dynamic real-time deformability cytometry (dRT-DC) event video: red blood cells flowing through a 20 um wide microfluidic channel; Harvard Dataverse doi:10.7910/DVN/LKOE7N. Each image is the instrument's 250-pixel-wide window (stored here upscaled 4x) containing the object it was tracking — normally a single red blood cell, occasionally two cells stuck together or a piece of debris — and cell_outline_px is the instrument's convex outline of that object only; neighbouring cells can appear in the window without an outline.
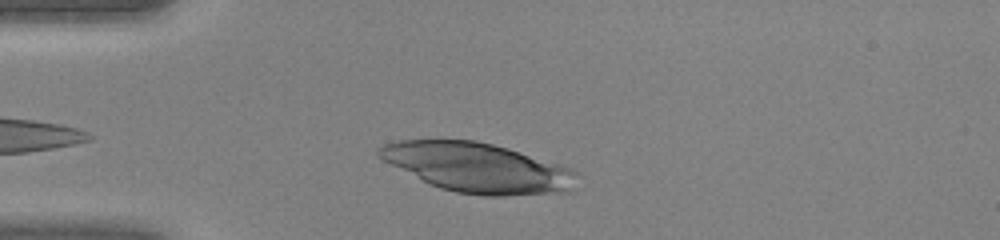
{"species": "human", "species_latin": "Homo sapiens", "temperature_condition": "warm", "stored_images_in_passage": 30, "camera_frame_rate_fps": 3000, "um_per_image_px": 0.085, "donor": {"sex": "female"}, "frame": {"image": 1, "passage_image": 4, "time_ms": 1.0, "image_size_px": [1000, 240], "cell_outline_px": [[584, 176], [568, 192], [504, 196], [484, 196], [456, 192], [440, 188], [428, 184], [376, 156], [376, 148], [384, 144], [400, 140], [476, 140], [508, 148], [560, 164], [572, 168], [580, 172]], "centroid_in_image_um": [40.66, 14.26], "position_along_channel_um": 44.3, "area_um2": 57.63}}
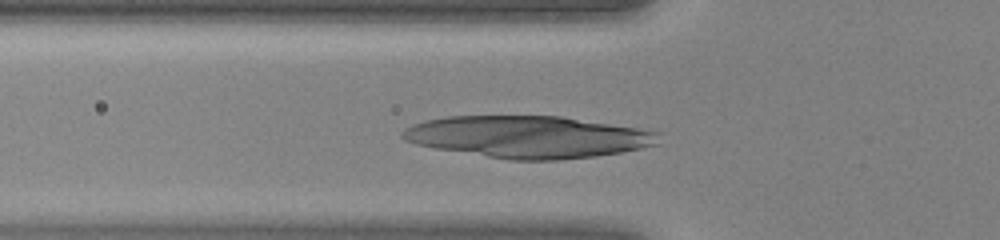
{"frame": {"image": 2, "passage_image": 8, "time_ms": 2.333, "image_size_px": [1000, 240], "cell_outline_px": [[660, 144], [620, 152], [596, 156], [556, 160], [512, 160], [436, 148], [416, 144], [404, 140], [400, 136], [400, 132], [404, 128], [412, 124], [424, 120], [444, 116], [560, 116], [636, 128], [660, 132]], "centroid_in_image_um": [44.86, 11.63], "position_along_channel_um": 80.9, "area_um2": 62.54}}
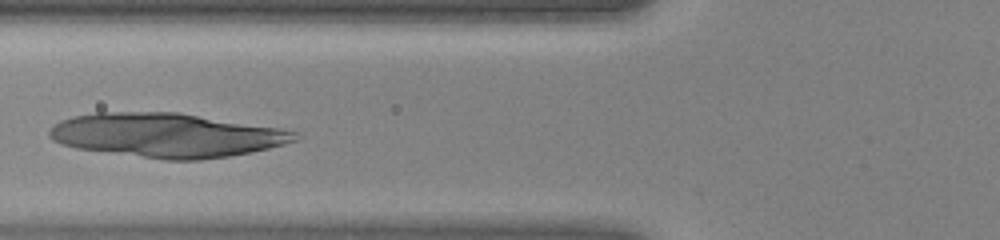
{"frame": {"image": 3, "passage_image": 10, "time_ms": 3.0, "image_size_px": [1000, 240], "cell_outline_px": [[300, 140], [268, 148], [228, 156], [200, 160], [164, 160], [76, 148], [60, 144], [52, 140], [48, 136], [48, 132], [60, 120], [72, 116], [96, 112], [180, 112], [280, 128], [296, 132]], "centroid_in_image_um": [14.14, 11.49], "position_along_channel_um": 111.7, "area_um2": 63.23}}